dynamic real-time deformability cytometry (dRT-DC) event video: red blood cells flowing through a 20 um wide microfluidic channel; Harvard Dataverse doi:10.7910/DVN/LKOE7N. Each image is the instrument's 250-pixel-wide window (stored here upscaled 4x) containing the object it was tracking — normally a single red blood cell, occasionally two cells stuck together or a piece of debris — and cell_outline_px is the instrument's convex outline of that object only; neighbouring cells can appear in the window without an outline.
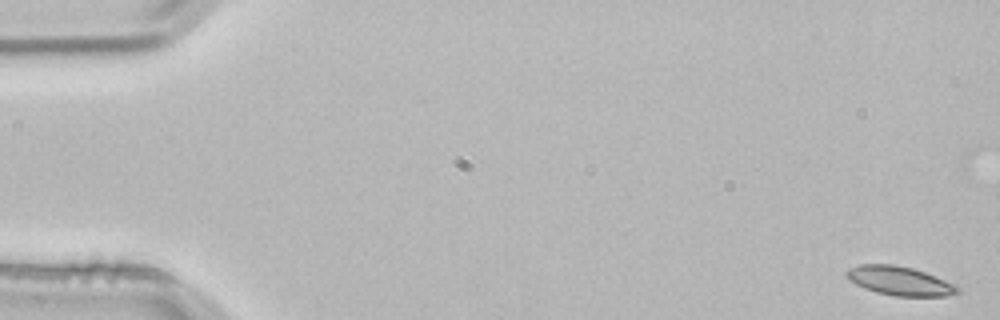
{"species": "common noctule bat (a hibernating species)", "species_latin": "Nyctalus noctula", "temperature_condition": "room temperature", "stored_images_in_passage": 4, "camera_frame_rate_fps": 3000, "um_per_image_px": 0.085, "animal": {"sex": "male", "body_mass_g": 21.5, "forearm_length_mm": 52.0}, "frame": {"image": 1, "passage_image": 1, "time_ms": 0.0, "image_size_px": [1000, 320], "cell_outline_px": [[960, 292], [944, 296], [896, 296], [876, 292], [864, 288], [848, 280], [844, 276], [844, 272], [848, 268], [860, 264], [896, 264], [912, 268], [924, 272], [944, 280], [952, 284]], "centroid_in_image_um": [76.36, 23.86], "position_along_channel_um": 8.6, "area_um2": 18.61}}
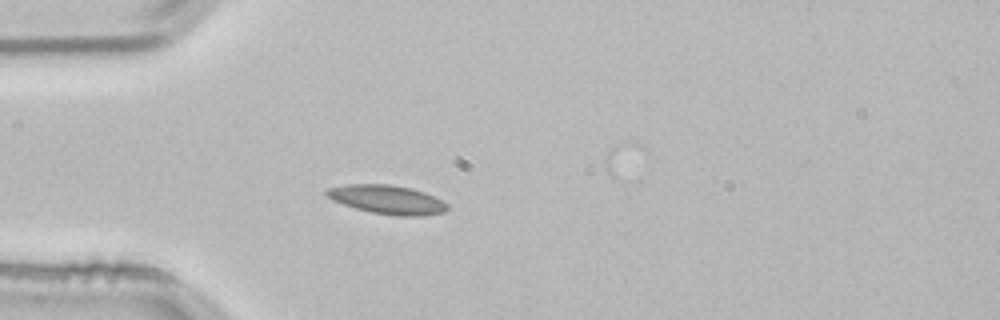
{"frame": {"image": 2, "passage_image": 4, "time_ms": 1.0, "image_size_px": [1000, 320], "cell_outline_px": [[448, 208], [444, 212], [424, 216], [396, 216], [372, 212], [356, 208], [332, 200], [324, 192], [328, 188], [348, 184], [388, 184], [412, 188], [424, 192], [448, 204]], "centroid_in_image_um": [32.92, 16.96], "position_along_channel_um": 52.1, "area_um2": 20.17}}